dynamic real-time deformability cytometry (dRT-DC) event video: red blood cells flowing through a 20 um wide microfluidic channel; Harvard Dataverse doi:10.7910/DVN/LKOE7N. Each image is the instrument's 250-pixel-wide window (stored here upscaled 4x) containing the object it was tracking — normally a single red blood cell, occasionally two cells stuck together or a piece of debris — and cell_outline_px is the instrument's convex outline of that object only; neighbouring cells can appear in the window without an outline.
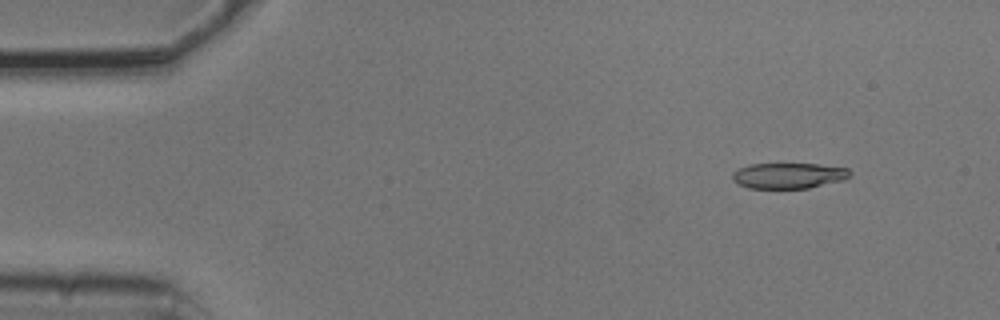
{"species": "common noctule bat (a hibernating species)", "species_latin": "Nyctalus noctula", "temperature_condition": "cold", "stored_images_in_passage": 6, "camera_frame_rate_fps": 3000, "um_per_image_px": 0.085, "animal": {"sex": "male", "body_mass_g": 20.5, "forearm_length_mm": 52.5}, "frame": {"image": 1, "passage_image": 2, "time_ms": 0.333, "image_size_px": [1000, 320], "cell_outline_px": [[852, 172], [844, 180], [808, 188], [748, 188], [732, 180], [732, 172], [748, 164], [820, 164], [848, 168]], "centroid_in_image_um": [67.03, 14.92], "position_along_channel_um": 18.0, "area_um2": 17.57}}
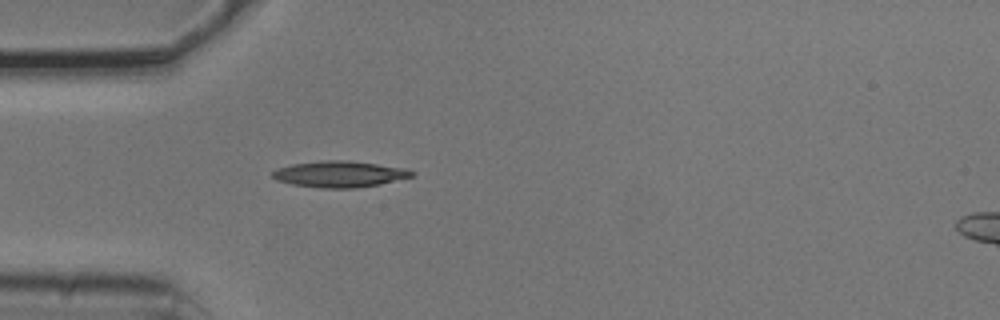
{"frame": {"image": 2, "passage_image": 5, "time_ms": 1.333, "image_size_px": [1000, 320], "cell_outline_px": [[416, 172], [412, 176], [380, 184], [356, 188], [320, 188], [292, 184], [276, 180], [272, 176], [272, 172], [280, 168], [292, 164], [320, 160], [344, 160], [376, 164], [404, 168]], "centroid_in_image_um": [28.85, 14.8], "position_along_channel_um": 56.2, "area_um2": 21.1}}